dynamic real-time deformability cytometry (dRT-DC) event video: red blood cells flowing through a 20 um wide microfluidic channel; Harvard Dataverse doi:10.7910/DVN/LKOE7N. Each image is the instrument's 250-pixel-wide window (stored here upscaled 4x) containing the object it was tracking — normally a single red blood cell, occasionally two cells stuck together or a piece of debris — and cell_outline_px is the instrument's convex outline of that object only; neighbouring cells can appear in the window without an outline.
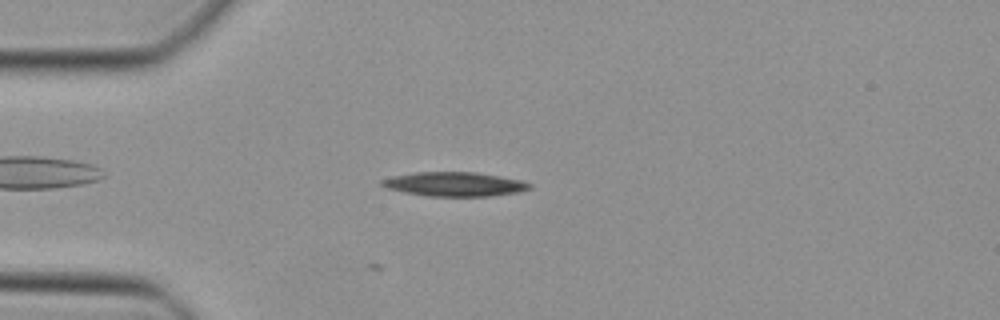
{"species": "Egyptian fruit bat (a non-hibernating species)", "species_latin": "Rousettus aegyptiacus", "temperature_condition": "cold", "stored_images_in_passage": 2, "camera_frame_rate_fps": 3000, "um_per_image_px": 0.085, "animal": {"sex": "female"}, "frame": {"image": 1, "passage_image": 2, "time_ms": 0.333, "image_size_px": [1000, 320], "cell_outline_px": [[532, 188], [520, 192], [492, 196], [428, 196], [404, 192], [388, 188], [380, 184], [380, 180], [392, 176], [416, 172], [476, 172], [524, 180], [532, 184]], "centroid_in_image_um": [38.69, 15.65], "position_along_channel_um": 46.3, "area_um2": 20.98}}